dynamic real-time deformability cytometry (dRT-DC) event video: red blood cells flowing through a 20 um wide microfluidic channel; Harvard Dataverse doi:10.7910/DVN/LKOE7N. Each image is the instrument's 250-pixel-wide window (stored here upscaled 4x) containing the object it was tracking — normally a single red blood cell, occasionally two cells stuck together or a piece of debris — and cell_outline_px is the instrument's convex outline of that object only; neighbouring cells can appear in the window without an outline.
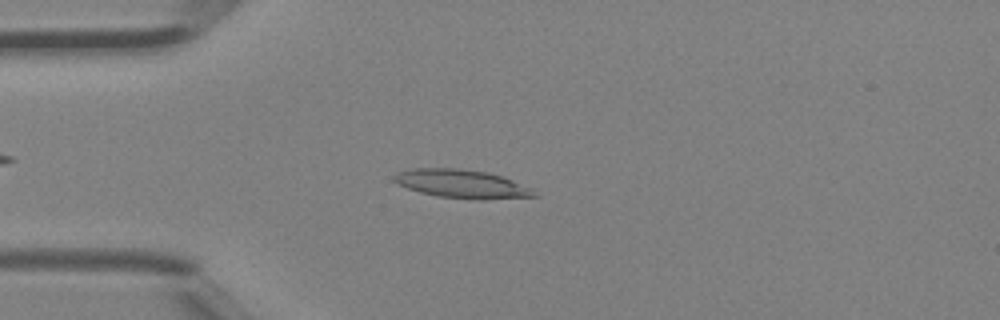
{"species": "Egyptian fruit bat (a non-hibernating species)", "species_latin": "Rousettus aegyptiacus", "temperature_condition": "room temperature", "stored_images_in_passage": 44, "camera_frame_rate_fps": 3000, "um_per_image_px": 0.085, "animal": {"sex": "female"}, "frame": {"image": 1, "passage_image": 11, "time_ms": 3.333, "image_size_px": [1000, 320], "cell_outline_px": [[540, 196], [484, 200], [476, 200], [436, 196], [420, 192], [396, 184], [392, 180], [392, 176], [396, 172], [412, 168], [460, 168], [488, 172], [512, 180], [532, 188]], "centroid_in_image_um": [39.24, 15.63], "position_along_channel_um": 45.8, "area_um2": 23.64}}
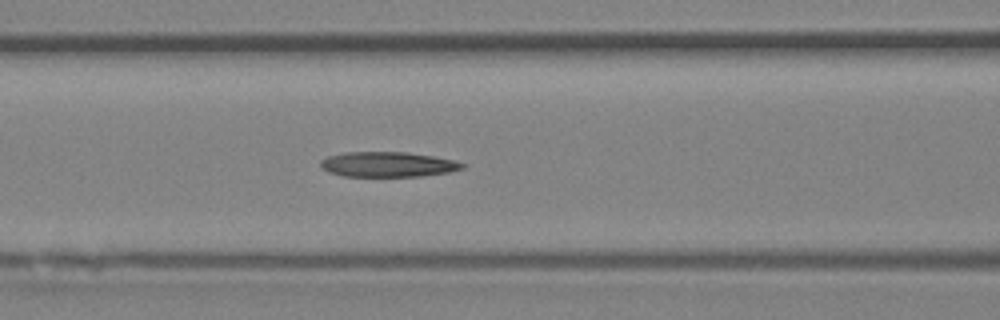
{"frame": {"image": 2, "passage_image": 18, "time_ms": 5.667, "image_size_px": [1000, 320], "cell_outline_px": [[464, 168], [448, 172], [420, 176], [344, 176], [328, 172], [320, 164], [320, 160], [328, 156], [344, 152], [408, 152], [432, 156], [452, 160], [464, 164]], "centroid_in_image_um": [32.93, 13.97], "position_along_channel_um": 133.7, "area_um2": 20.52}}
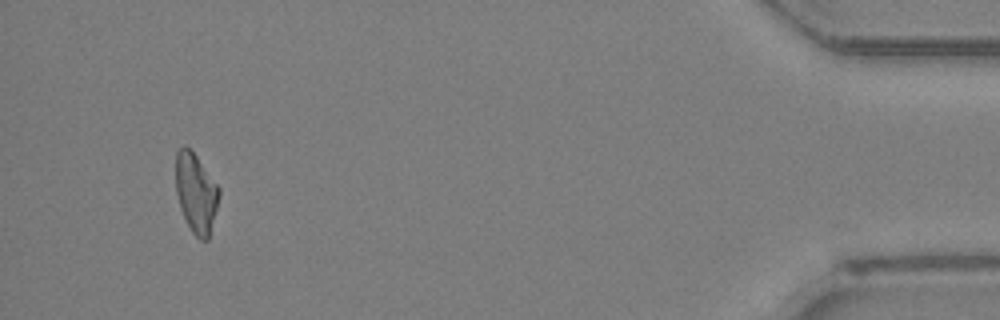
{"frame": {"image": 3, "passage_image": 42, "time_ms": 13.667, "image_size_px": [1000, 320], "cell_outline_px": [[220, 196], [208, 240], [200, 240], [192, 232], [180, 208], [176, 192], [176, 152], [184, 144], [196, 156], [220, 188]], "centroid_in_image_um": [16.66, 16.41], "position_along_channel_um": 418.5, "area_um2": 19.88}, "authors_computed_cell_mechanics": {"area_um2": 21.2415, "velocity_mm_per_s": 4.5053, "shape_relaxation_time_tau1_ms": null, "shape_relaxation_time_tau2_ms": 5.3031, "deformation_change_tau1": null, "deformation_change_tau2": 0.1755}}